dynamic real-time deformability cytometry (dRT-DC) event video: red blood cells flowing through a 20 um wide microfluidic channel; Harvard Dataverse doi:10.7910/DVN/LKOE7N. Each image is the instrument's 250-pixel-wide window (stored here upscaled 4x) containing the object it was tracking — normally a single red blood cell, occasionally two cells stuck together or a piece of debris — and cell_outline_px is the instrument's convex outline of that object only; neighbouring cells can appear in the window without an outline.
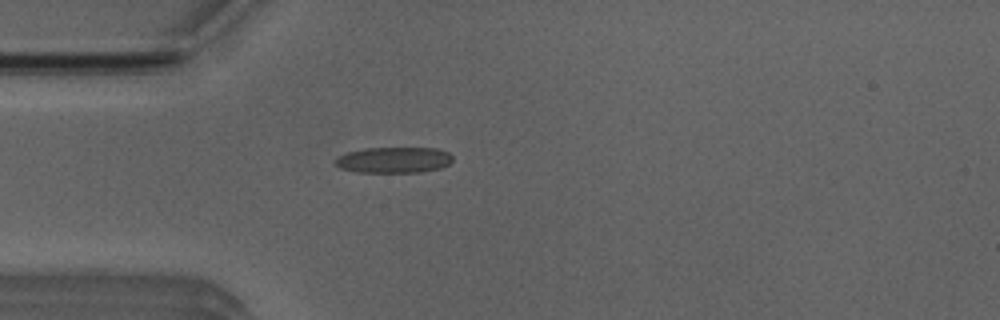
{"species": "Egyptian fruit bat (a non-hibernating species)", "species_latin": "Rousettus aegyptiacus", "temperature_condition": "room temperature", "stored_images_in_passage": 4, "camera_frame_rate_fps": 3000, "um_per_image_px": 0.085, "animal": {"sex": "male"}, "frame": {"image": 1, "passage_image": 4, "time_ms": 4.333, "image_size_px": [1000, 320], "cell_outline_px": [[452, 160], [448, 164], [440, 168], [420, 172], [356, 172], [340, 168], [336, 164], [336, 160], [340, 156], [348, 152], [364, 148], [436, 148], [448, 152], [452, 156]], "centroid_in_image_um": [33.49, 13.59], "position_along_channel_um": 51.5, "area_um2": 17.57}}